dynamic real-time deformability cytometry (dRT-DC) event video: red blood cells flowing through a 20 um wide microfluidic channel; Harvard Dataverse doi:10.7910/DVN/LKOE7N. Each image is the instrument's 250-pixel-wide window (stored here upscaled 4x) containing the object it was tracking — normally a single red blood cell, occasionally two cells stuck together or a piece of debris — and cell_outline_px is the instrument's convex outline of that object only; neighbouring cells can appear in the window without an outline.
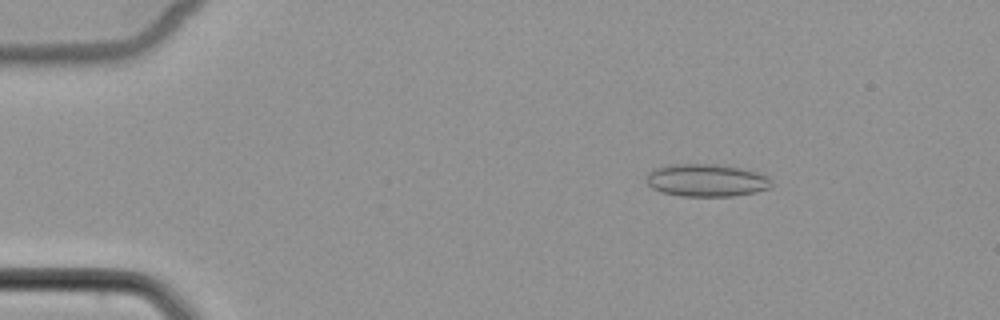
{"species": "common noctule bat (a hibernating species)", "species_latin": "Nyctalus noctula", "temperature_condition": "cold", "stored_images_in_passage": 52, "camera_frame_rate_fps": 3000, "um_per_image_px": 0.085, "animal": {"sex": "female", "body_mass_g": 22.7, "forearm_length_mm": 54.2}, "frame": {"image": 1, "passage_image": 9, "time_ms": 2.667, "image_size_px": [1000, 320], "cell_outline_px": [[772, 188], [756, 192], [732, 196], [680, 196], [660, 192], [652, 188], [644, 180], [648, 172], [656, 168], [672, 164], [724, 164], [756, 172], [768, 176], [772, 180]], "centroid_in_image_um": [60.05, 15.33], "position_along_channel_um": 24.9, "area_um2": 24.1}}
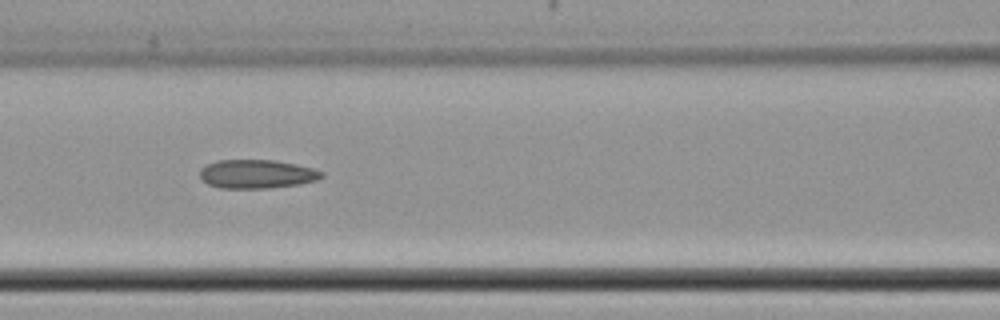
{"frame": {"image": 2, "passage_image": 24, "time_ms": 7.667, "image_size_px": [1000, 320], "cell_outline_px": [[324, 176], [316, 180], [300, 184], [268, 188], [220, 188], [208, 184], [200, 176], [200, 168], [216, 160], [276, 160], [296, 164], [312, 168], [324, 172]], "centroid_in_image_um": [21.84, 14.79], "position_along_channel_um": 144.8, "area_um2": 20.4}}
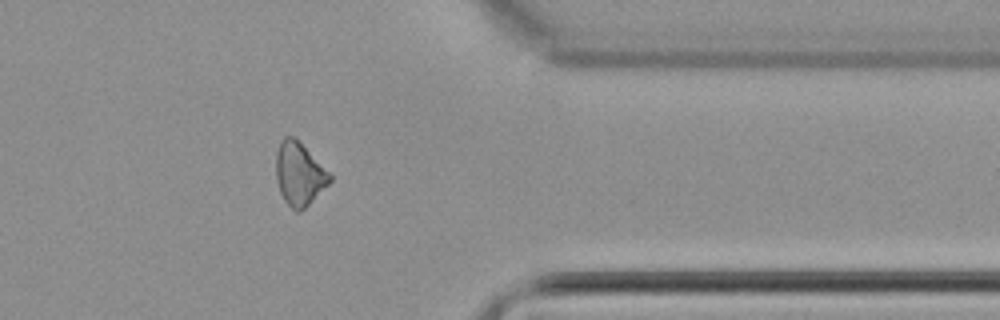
{"frame": {"image": 3, "passage_image": 43, "time_ms": 14.0, "image_size_px": [1000, 320], "cell_outline_px": [[332, 180], [300, 212], [296, 212], [284, 200], [280, 192], [276, 180], [276, 152], [280, 140], [284, 136], [292, 136], [332, 172]], "centroid_in_image_um": [25.44, 14.77], "position_along_channel_um": 386.0, "area_um2": 19.77}}